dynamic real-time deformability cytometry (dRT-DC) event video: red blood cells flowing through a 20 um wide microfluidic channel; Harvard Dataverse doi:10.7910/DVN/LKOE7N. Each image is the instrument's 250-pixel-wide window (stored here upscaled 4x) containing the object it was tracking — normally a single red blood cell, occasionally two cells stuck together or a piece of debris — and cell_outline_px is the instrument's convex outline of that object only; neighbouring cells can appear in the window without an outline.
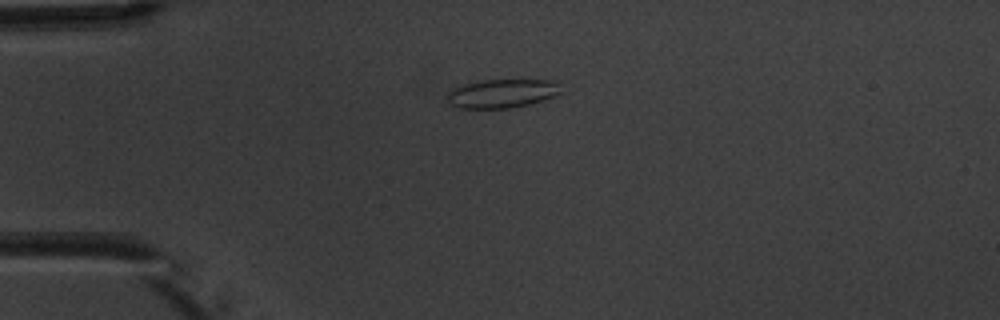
{"species": "common noctule bat (a hibernating species)", "species_latin": "Nyctalus noctula", "temperature_condition": "warm", "stored_images_in_passage": 5, "camera_frame_rate_fps": 3000, "um_per_image_px": 0.085, "animal": {"sex": "male", "body_mass_g": 20.1, "forearm_length_mm": 53.5}, "frame": {"image": 1, "passage_image": 1, "time_ms": 0.0, "image_size_px": [1000, 320], "cell_outline_px": [[560, 92], [544, 100], [528, 104], [508, 108], [456, 108], [448, 104], [448, 92], [452, 88], [476, 80], [560, 80]], "centroid_in_image_um": [42.65, 7.93], "position_along_channel_um": 42.4, "area_um2": 19.19}}
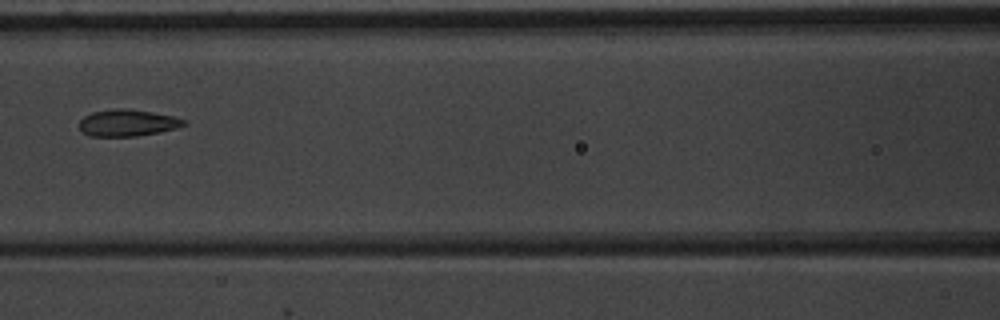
{"frame": {"image": 2, "passage_image": 4, "time_ms": 3.667, "image_size_px": [1000, 320], "cell_outline_px": [[188, 124], [176, 128], [160, 132], [136, 136], [88, 136], [80, 132], [80, 120], [84, 116], [92, 112], [116, 108], [128, 108], [176, 116], [188, 120]], "centroid_in_image_um": [10.87, 10.44], "position_along_channel_um": 155.7, "area_um2": 16.59}}
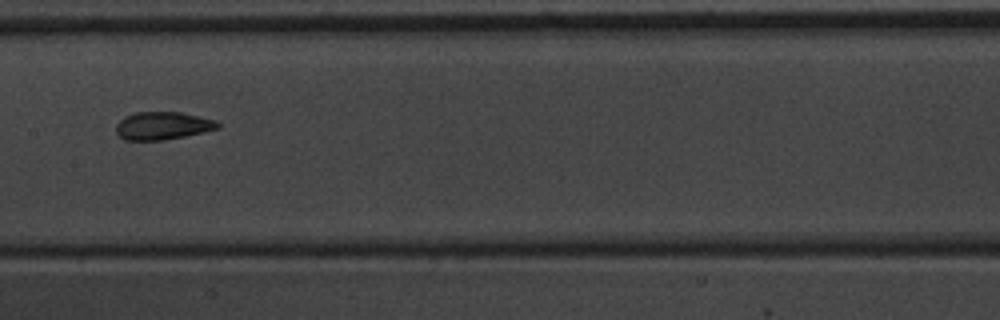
{"frame": {"image": 3, "passage_image": 5, "time_ms": 4.667, "image_size_px": [1000, 320], "cell_outline_px": [[220, 128], [204, 132], [164, 140], [124, 140], [116, 132], [116, 124], [124, 116], [136, 112], [180, 112], [216, 120], [220, 124]], "centroid_in_image_um": [13.82, 10.68], "position_along_channel_um": 193.6, "area_um2": 16.53}}